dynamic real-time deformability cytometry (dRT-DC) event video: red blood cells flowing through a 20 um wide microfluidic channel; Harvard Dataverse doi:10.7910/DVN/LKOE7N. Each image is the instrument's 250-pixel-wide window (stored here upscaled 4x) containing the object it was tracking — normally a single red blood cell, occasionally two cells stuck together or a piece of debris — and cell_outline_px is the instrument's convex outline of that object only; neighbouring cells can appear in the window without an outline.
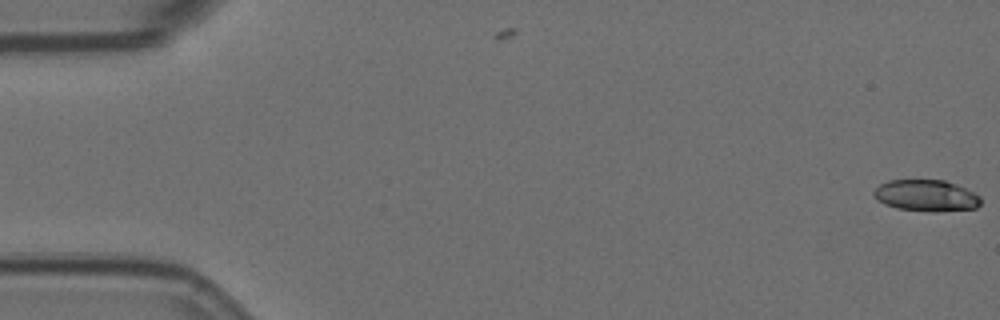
{"species": "Egyptian fruit bat (a non-hibernating species)", "species_latin": "Rousettus aegyptiacus", "temperature_condition": "room temperature", "stored_images_in_passage": 5, "camera_frame_rate_fps": 3000, "um_per_image_px": 0.085, "animal": {"sex": "female"}, "frame": {"image": 1, "passage_image": 1, "time_ms": 0.0, "image_size_px": [1000, 320], "cell_outline_px": [[980, 204], [976, 208], [932, 212], [896, 208], [884, 204], [872, 192], [880, 184], [888, 180], [944, 180], [956, 184], [980, 196]], "centroid_in_image_um": [78.72, 16.62], "position_along_channel_um": 6.3, "area_um2": 19.42}}
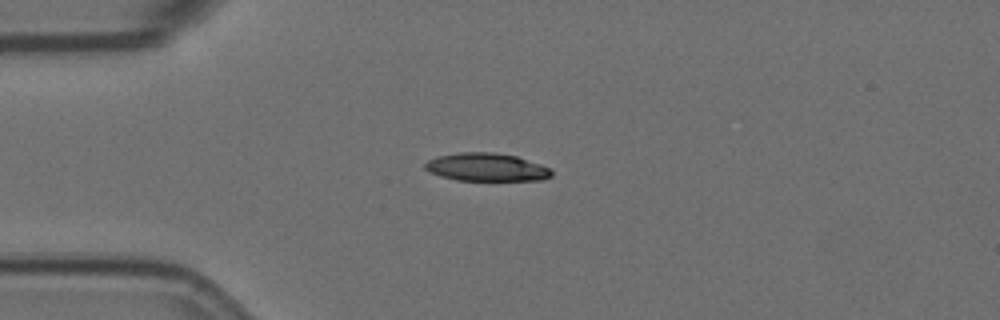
{"frame": {"image": 2, "passage_image": 5, "time_ms": 1.333, "image_size_px": [1000, 320], "cell_outline_px": [[552, 176], [540, 180], [456, 180], [440, 176], [424, 168], [424, 164], [428, 160], [436, 156], [460, 152], [492, 152], [516, 156], [552, 168]], "centroid_in_image_um": [41.35, 14.2], "position_along_channel_um": 43.6, "area_um2": 20.63}}